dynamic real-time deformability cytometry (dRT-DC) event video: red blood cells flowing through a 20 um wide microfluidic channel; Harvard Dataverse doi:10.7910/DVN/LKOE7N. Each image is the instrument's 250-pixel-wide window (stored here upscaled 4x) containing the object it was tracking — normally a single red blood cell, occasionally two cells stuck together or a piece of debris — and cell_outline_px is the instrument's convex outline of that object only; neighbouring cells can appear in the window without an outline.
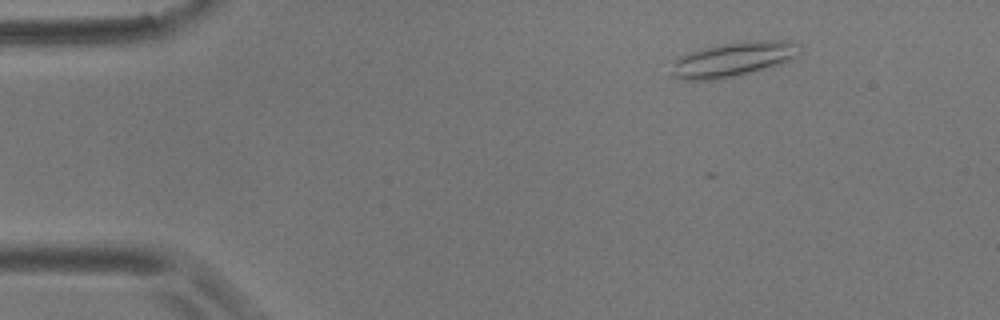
{"species": "common noctule bat (a hibernating species)", "species_latin": "Nyctalus noctula", "temperature_condition": "room temperature", "stored_images_in_passage": 20, "camera_frame_rate_fps": 3000, "um_per_image_px": 0.085, "animal": {"sex": "male", "body_mass_g": 17.9}, "frame": {"image": 1, "passage_image": 5, "time_ms": 1.333, "image_size_px": [1000, 320], "cell_outline_px": [[800, 52], [796, 56], [780, 64], [752, 72], [720, 80], [688, 80], [668, 76], [676, 60], [692, 52], [716, 44], [748, 40], [788, 40], [800, 44]], "centroid_in_image_um": [62.35, 5.04], "position_along_channel_um": 22.7, "area_um2": 25.95}}
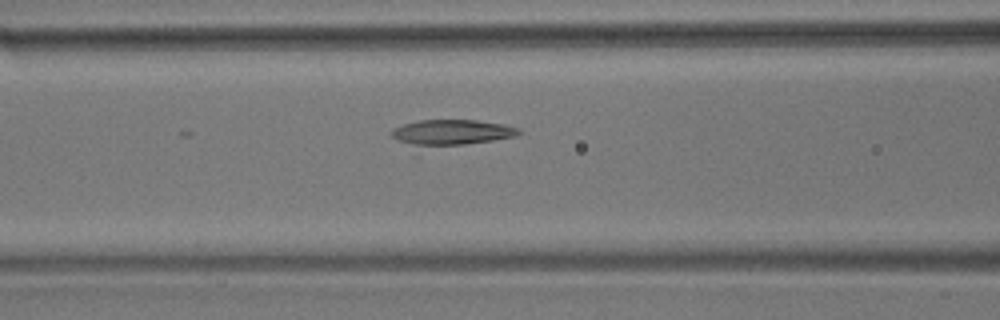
{"frame": {"image": 2, "passage_image": 20, "time_ms": 6.333, "image_size_px": [1000, 320], "cell_outline_px": [[520, 132], [516, 136], [416, 156], [412, 156], [388, 132], [392, 128], [404, 124], [420, 120], [476, 120], [504, 124], [520, 128]], "centroid_in_image_um": [38.11, 11.44], "position_along_channel_um": 128.5, "area_um2": 22.25}}